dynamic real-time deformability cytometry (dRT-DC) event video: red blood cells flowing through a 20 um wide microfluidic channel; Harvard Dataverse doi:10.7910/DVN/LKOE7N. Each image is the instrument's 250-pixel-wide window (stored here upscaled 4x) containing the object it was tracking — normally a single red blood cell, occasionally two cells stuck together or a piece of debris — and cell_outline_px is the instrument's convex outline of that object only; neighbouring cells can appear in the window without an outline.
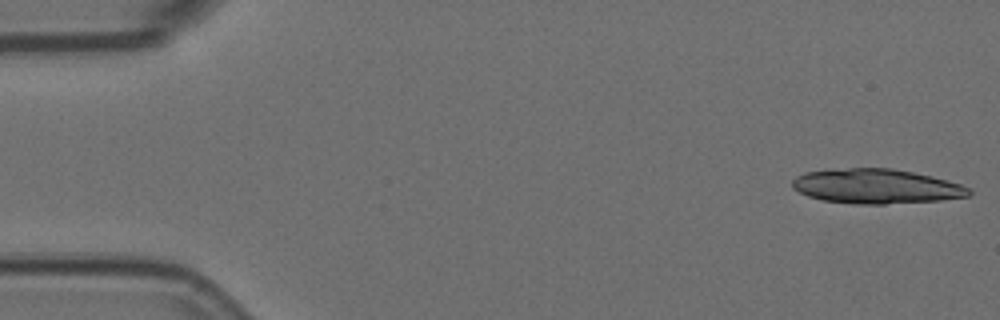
{"species": "Egyptian fruit bat (a non-hibernating species)", "species_latin": "Rousettus aegyptiacus", "temperature_condition": "room temperature", "stored_images_in_passage": 18, "camera_frame_rate_fps": 3000, "um_per_image_px": 0.085, "animal": {"sex": "female"}, "frame": {"image": 1, "passage_image": 1, "time_ms": 0.0, "image_size_px": [1000, 320], "cell_outline_px": [[972, 192], [968, 196], [940, 200], [884, 204], [852, 204], [824, 200], [808, 196], [792, 188], [792, 180], [796, 176], [804, 172], [832, 168], [892, 168], [932, 176], [948, 180], [960, 184], [968, 188]], "centroid_in_image_um": [74.44, 15.83], "position_along_channel_um": 10.6, "area_um2": 35.78}}